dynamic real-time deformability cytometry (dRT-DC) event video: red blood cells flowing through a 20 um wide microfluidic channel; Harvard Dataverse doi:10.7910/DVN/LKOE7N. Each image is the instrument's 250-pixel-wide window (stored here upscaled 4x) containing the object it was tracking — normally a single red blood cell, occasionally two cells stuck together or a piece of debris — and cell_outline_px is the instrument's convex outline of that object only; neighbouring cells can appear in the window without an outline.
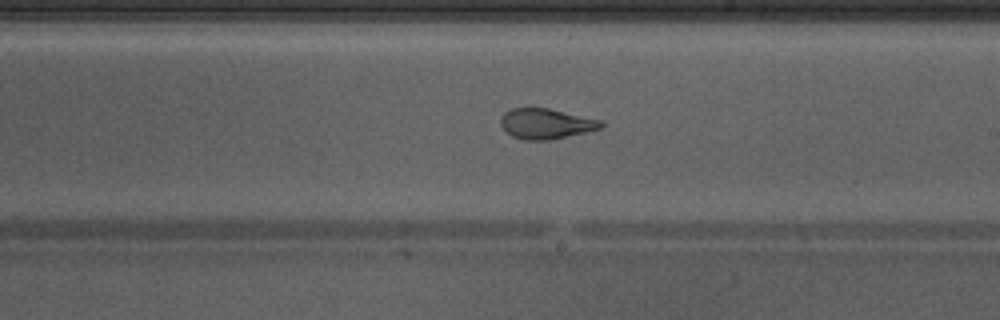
{"species": "Egyptian fruit bat (a non-hibernating species)", "species_latin": "Rousettus aegyptiacus", "temperature_condition": "warm", "stored_images_in_passage": 48, "camera_frame_rate_fps": 3000, "um_per_image_px": 0.085, "animal": {"sex": "male"}, "frame": {"image": 1, "passage_image": 28, "time_ms": 9.0, "image_size_px": [1000, 320], "cell_outline_px": [[604, 124], [600, 128], [552, 140], [524, 140], [512, 136], [500, 124], [500, 116], [504, 112], [512, 108], [548, 108], [600, 120]], "centroid_in_image_um": [46.36, 10.51], "position_along_channel_um": 242.6, "area_um2": 17.57}, "authors_computed_cell_mechanics": {"area_um2": 21.0392, "velocity_mm_per_s": 4.2817, "shape_relaxation_time_tau1_ms": 5.9737, "shape_relaxation_time_tau2_ms": 1.1711, "deformation_change_tau1": 0.1873, "deformation_change_tau2": 0.0778}}